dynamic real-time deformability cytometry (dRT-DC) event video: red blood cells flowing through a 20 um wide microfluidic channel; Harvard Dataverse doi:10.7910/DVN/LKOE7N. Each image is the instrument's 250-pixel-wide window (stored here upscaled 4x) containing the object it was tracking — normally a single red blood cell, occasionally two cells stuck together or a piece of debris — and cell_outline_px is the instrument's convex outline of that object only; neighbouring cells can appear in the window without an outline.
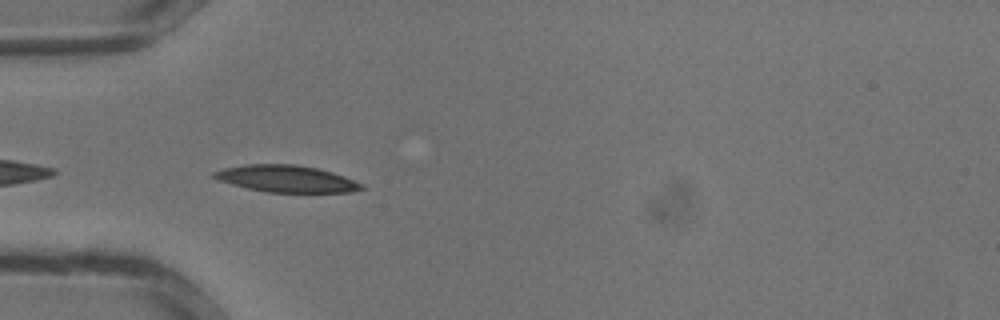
{"species": "common noctule bat (a hibernating species)", "species_latin": "Nyctalus noctula", "temperature_condition": "warm", "stored_images_in_passage": 9, "camera_frame_rate_fps": 3000, "um_per_image_px": 0.085, "animal": {"sex": "male", "body_mass_g": 13.3}, "frame": {"image": 1, "passage_image": 6, "time_ms": 1.667, "image_size_px": [1000, 320], "cell_outline_px": [[364, 188], [352, 192], [268, 192], [248, 188], [232, 184], [220, 180], [212, 176], [212, 172], [224, 168], [244, 164], [296, 164], [316, 168], [332, 172], [344, 176], [364, 184]], "centroid_in_image_um": [24.36, 15.19], "position_along_channel_um": 60.6, "area_um2": 22.95}}